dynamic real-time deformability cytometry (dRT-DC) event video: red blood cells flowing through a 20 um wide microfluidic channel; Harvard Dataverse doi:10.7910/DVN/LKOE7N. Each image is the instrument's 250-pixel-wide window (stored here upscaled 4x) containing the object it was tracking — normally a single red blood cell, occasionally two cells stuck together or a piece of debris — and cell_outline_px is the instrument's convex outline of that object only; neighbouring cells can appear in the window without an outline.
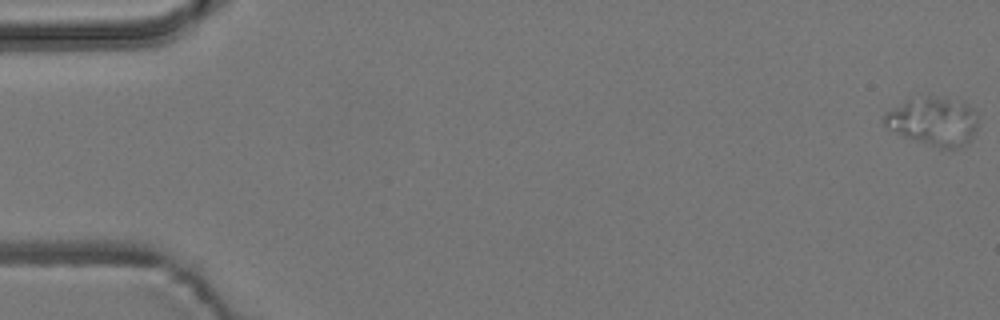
{"species": "common noctule bat (a hibernating species)", "species_latin": "Nyctalus noctula", "temperature_condition": "room temperature", "stored_images_in_passage": 19, "camera_frame_rate_fps": 3000, "um_per_image_px": 0.085, "animal": {"sex": "male", "body_mass_g": 19.2, "forearm_length_mm": 51.8}, "frame": {"image": 1, "passage_image": 1, "time_ms": 0.0, "image_size_px": [1000, 320], "cell_outline_px": [[976, 132], [972, 140], [960, 148], [940, 148], [912, 140], [888, 128], [880, 120], [884, 112], [908, 100], [924, 96], [936, 96], [968, 104], [976, 112]], "centroid_in_image_um": [79.33, 10.33], "position_along_channel_um": 5.7, "area_um2": 26.59}}
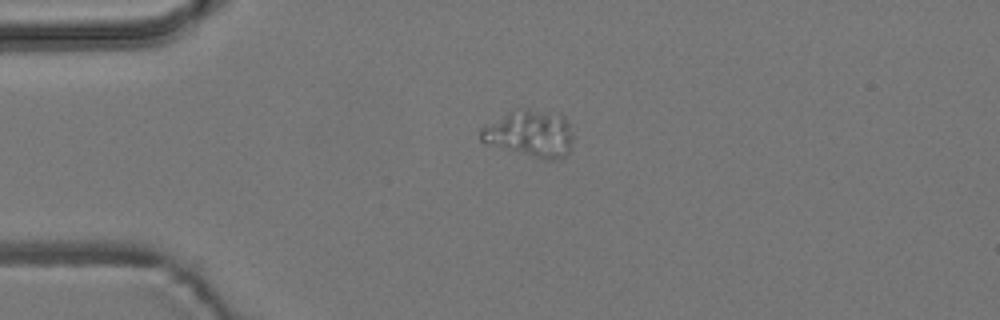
{"frame": {"image": 2, "passage_image": 14, "time_ms": 4.333, "image_size_px": [1000, 320], "cell_outline_px": [[572, 148], [568, 156], [560, 160], [544, 160], [488, 144], [480, 140], [480, 128], [512, 108], [528, 108], [548, 112], [564, 116], [572, 132]], "centroid_in_image_um": [45.07, 11.36], "position_along_channel_um": 39.9, "area_um2": 25.72}}
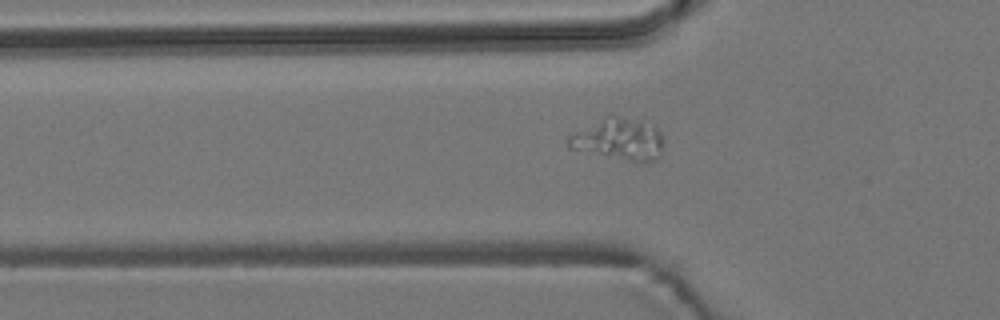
{"frame": {"image": 3, "passage_image": 19, "time_ms": 6.0, "image_size_px": [1000, 320], "cell_outline_px": [[664, 140], [660, 156], [656, 160], [644, 164], [636, 164], [568, 148], [568, 136], [608, 112], [656, 124], [664, 136]], "centroid_in_image_um": [52.66, 11.83], "position_along_channel_um": 73.1, "area_um2": 24.74}}